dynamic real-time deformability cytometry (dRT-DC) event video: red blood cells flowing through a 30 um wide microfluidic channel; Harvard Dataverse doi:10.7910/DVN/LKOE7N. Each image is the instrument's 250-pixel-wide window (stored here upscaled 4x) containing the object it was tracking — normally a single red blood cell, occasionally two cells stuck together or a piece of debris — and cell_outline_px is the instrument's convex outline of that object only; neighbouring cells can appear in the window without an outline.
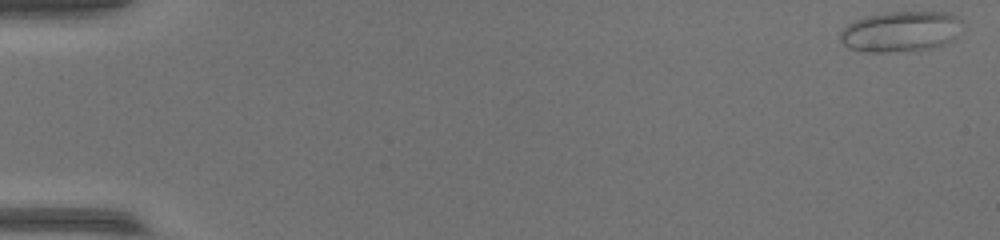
{"species": "common noctule bat (a hibernating species)", "species_latin": "Nyctalus noctula", "temperature_condition": "warm", "stored_images_in_passage": 53, "camera_frame_rate_fps": 3000, "um_per_image_px": 0.085, "animal": {"sex": "female", "body_mass_g": 17.0, "forearm_length_mm": 48.0}, "frame": {"image": 1, "passage_image": 1, "time_ms": 0.0, "image_size_px": [1000, 240], "cell_outline_px": [[960, 20], [956, 36], [952, 40], [944, 44], [928, 48], [888, 52], [868, 52], [848, 48], [840, 40], [840, 28], [856, 20], [868, 16], [888, 12], [944, 12], [956, 16]], "centroid_in_image_um": [76.49, 2.68], "position_along_channel_um": 8.5, "area_um2": 28.44}}
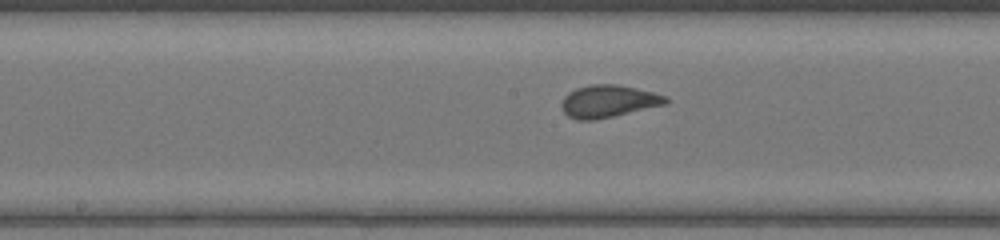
{"frame": {"image": 2, "passage_image": 28, "time_ms": 9.0, "image_size_px": [1000, 240], "cell_outline_px": [[668, 104], [596, 120], [576, 120], [568, 116], [564, 112], [560, 104], [564, 96], [568, 92], [576, 88], [592, 84], [616, 84], [636, 88], [668, 96]], "centroid_in_image_um": [51.71, 8.61], "position_along_channel_um": 196.5, "area_um2": 19.83}}
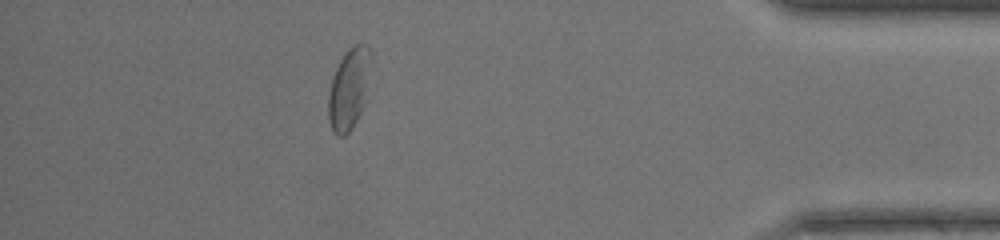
{"frame": {"image": 3, "passage_image": 47, "time_ms": 15.333, "image_size_px": [1000, 240], "cell_outline_px": [[372, 56], [364, 104], [352, 128], [344, 136], [336, 136], [328, 120], [328, 92], [336, 68], [340, 60], [348, 48], [352, 44], [360, 40], [368, 44], [372, 52]], "centroid_in_image_um": [29.68, 7.47], "position_along_channel_um": 405.5, "area_um2": 20.4}}